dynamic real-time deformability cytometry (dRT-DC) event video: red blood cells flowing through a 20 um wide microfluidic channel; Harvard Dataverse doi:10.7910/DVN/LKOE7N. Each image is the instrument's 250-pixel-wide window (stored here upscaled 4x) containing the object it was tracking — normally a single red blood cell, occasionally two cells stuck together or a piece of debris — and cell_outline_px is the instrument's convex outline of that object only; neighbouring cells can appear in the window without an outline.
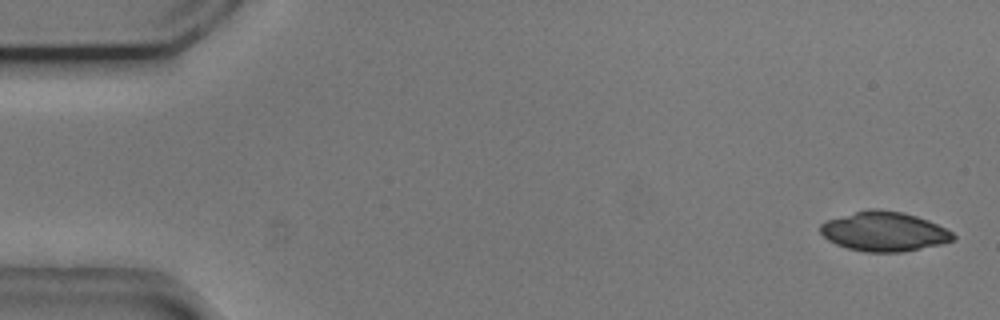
{"species": "common noctule bat (a hibernating species)", "species_latin": "Nyctalus noctula", "temperature_condition": "cold", "stored_images_in_passage": 53, "camera_frame_rate_fps": 3000, "um_per_image_px": 0.085, "animal": {"sex": "male", "body_mass_g": 20.5, "forearm_length_mm": 52.5}, "frame": {"image": 1, "passage_image": 1, "time_ms": 0.0, "image_size_px": [1000, 320], "cell_outline_px": [[956, 240], [940, 244], [904, 252], [864, 252], [848, 248], [836, 244], [828, 240], [820, 232], [820, 224], [828, 220], [868, 208], [880, 208], [904, 212], [928, 220], [952, 232], [956, 236]], "centroid_in_image_um": [75.16, 19.67], "position_along_channel_um": 9.8, "area_um2": 30.63}}